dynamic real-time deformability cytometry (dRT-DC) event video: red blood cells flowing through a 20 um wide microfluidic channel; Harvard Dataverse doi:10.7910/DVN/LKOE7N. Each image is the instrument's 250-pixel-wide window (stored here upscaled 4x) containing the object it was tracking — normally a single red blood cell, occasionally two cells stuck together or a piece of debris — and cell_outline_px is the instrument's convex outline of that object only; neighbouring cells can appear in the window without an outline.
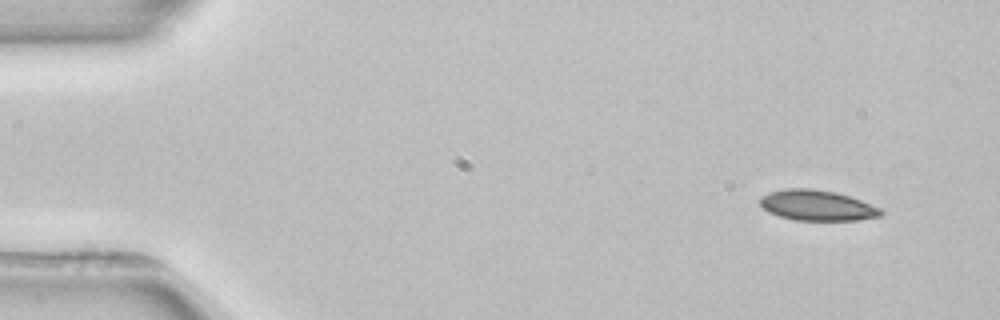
{"species": "common noctule bat (a hibernating species)", "species_latin": "Nyctalus noctula", "temperature_condition": "room temperature", "stored_images_in_passage": 5, "camera_frame_rate_fps": 3000, "um_per_image_px": 0.085, "animal": {"sex": "female", "body_mass_g": 22.7, "forearm_length_mm": 54.2}, "frame": {"image": 1, "passage_image": 1, "time_ms": 0.0, "image_size_px": [1000, 320], "cell_outline_px": [[884, 212], [880, 216], [856, 220], [796, 220], [780, 216], [768, 212], [760, 204], [760, 196], [768, 192], [788, 188], [812, 188], [836, 192], [860, 200], [880, 208]], "centroid_in_image_um": [69.43, 17.45], "position_along_channel_um": 15.6, "area_um2": 21.39}}
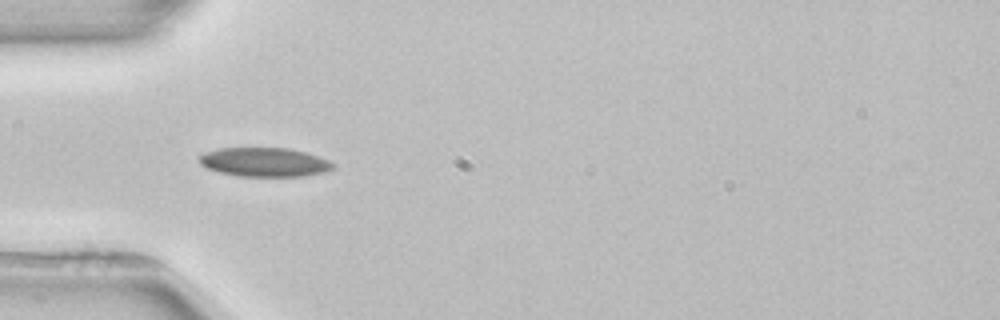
{"frame": {"image": 2, "passage_image": 4, "time_ms": 4.0, "image_size_px": [1000, 320], "cell_outline_px": [[336, 168], [324, 172], [304, 176], [240, 176], [220, 172], [208, 168], [200, 164], [200, 156], [204, 152], [220, 148], [288, 148], [304, 152], [328, 160], [336, 164]], "centroid_in_image_um": [22.51, 13.78], "position_along_channel_um": 62.5, "area_um2": 22.48}}